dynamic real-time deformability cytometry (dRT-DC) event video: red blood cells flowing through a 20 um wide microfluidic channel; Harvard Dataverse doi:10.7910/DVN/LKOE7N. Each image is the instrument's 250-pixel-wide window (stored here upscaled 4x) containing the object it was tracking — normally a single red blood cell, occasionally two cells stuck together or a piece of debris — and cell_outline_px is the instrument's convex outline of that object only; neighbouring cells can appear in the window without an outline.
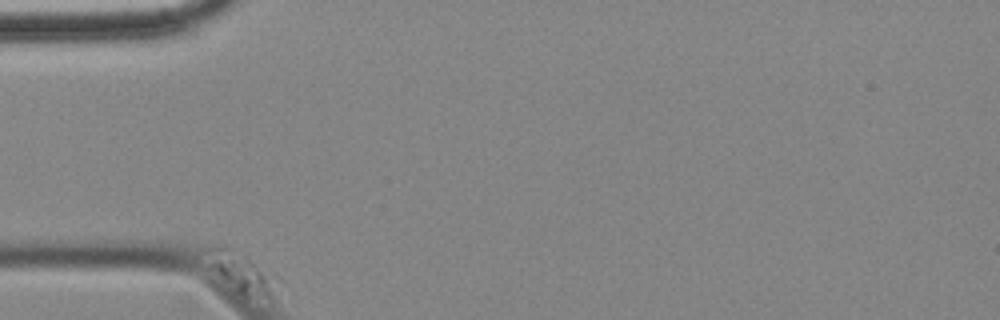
{"species": "common noctule bat (a hibernating species)", "species_latin": "Nyctalus noctula", "temperature_condition": "cold", "stored_images_in_passage": 8, "camera_frame_rate_fps": 3000, "um_per_image_px": 0.085, "animal": {"sex": "female", "body_mass_g": 18.4}, "frame": {"image": 1, "passage_image": 1, "time_ms": 0.0, "image_size_px": [1000, 320], "cell_outline_px": [[276, 276], [268, 296], [236, 292], [200, 248], [212, 244], [228, 244]], "centroid_in_image_um": [20.39, 22.95], "position_along_channel_um": 64.6, "area_um2": 15.03}}